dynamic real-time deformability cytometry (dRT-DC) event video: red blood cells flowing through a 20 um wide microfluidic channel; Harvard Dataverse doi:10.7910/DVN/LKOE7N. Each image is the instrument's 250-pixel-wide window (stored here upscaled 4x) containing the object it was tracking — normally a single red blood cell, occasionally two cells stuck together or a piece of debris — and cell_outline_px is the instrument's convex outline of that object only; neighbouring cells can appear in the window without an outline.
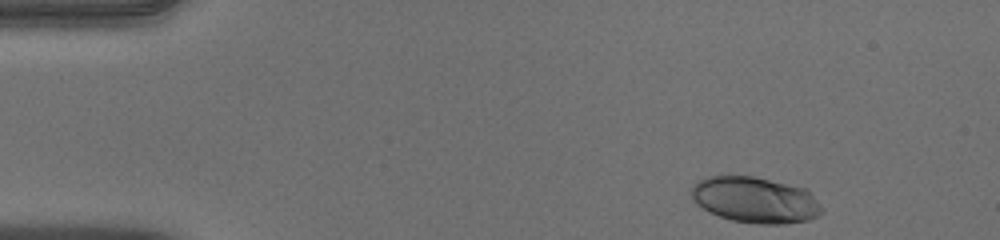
{"species": "human", "species_latin": "Homo sapiens", "temperature_condition": "warm", "stored_images_in_passage": 46, "camera_frame_rate_fps": 3000, "um_per_image_px": 0.085, "donor": {"sex": "male"}, "frame": {"image": 1, "passage_image": 1, "time_ms": 0.0, "image_size_px": [1000, 240], "cell_outline_px": [[824, 212], [820, 216], [808, 220], [784, 224], [760, 224], [732, 220], [720, 216], [696, 204], [692, 196], [692, 184], [708, 176], [752, 176], [804, 188], [812, 196]], "centroid_in_image_um": [64.19, 17.0], "position_along_channel_um": 20.8, "area_um2": 34.51}}
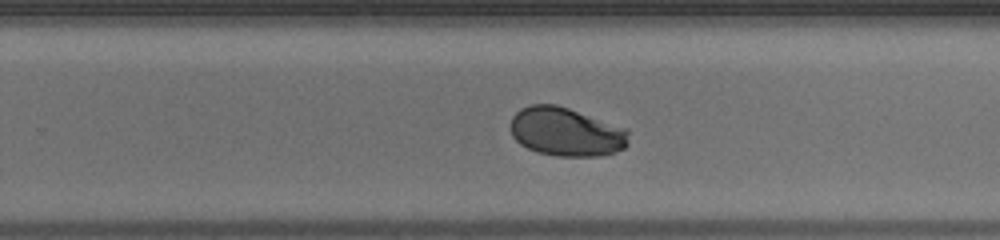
{"frame": {"image": 2, "passage_image": 28, "time_ms": 9.0, "image_size_px": [1000, 240], "cell_outline_px": [[628, 144], [624, 148], [600, 156], [556, 156], [536, 152], [520, 144], [512, 136], [508, 128], [512, 116], [520, 108], [532, 104], [556, 104], [628, 128]], "centroid_in_image_um": [48.08, 11.2], "position_along_channel_um": 281.7, "area_um2": 33.87}}
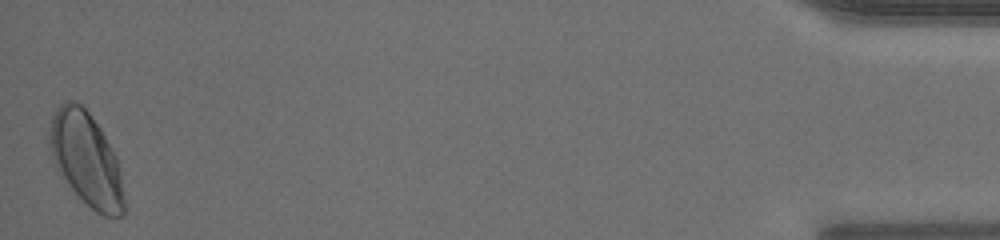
{"frame": {"image": 3, "passage_image": 46, "time_ms": 15.0, "image_size_px": [1000, 240], "cell_outline_px": [[124, 212], [120, 216], [104, 216], [96, 212], [60, 176], [52, 160], [48, 144], [48, 128], [52, 116], [56, 108], [64, 100], [72, 100], [84, 104], [100, 128], [116, 156], [120, 176], [124, 200]], "centroid_in_image_um": [7.28, 13.45], "position_along_channel_um": 427.9, "area_um2": 40.63}, "authors_computed_cell_mechanics": {"area_um2": 34.6222, "velocity_mm_per_s": 3.9567, "shape_relaxation_time_tau1_ms": 3.1751, "shape_relaxation_time_tau2_ms": null, "deformation_change_tau1": 0.1398, "deformation_change_tau2": null}}